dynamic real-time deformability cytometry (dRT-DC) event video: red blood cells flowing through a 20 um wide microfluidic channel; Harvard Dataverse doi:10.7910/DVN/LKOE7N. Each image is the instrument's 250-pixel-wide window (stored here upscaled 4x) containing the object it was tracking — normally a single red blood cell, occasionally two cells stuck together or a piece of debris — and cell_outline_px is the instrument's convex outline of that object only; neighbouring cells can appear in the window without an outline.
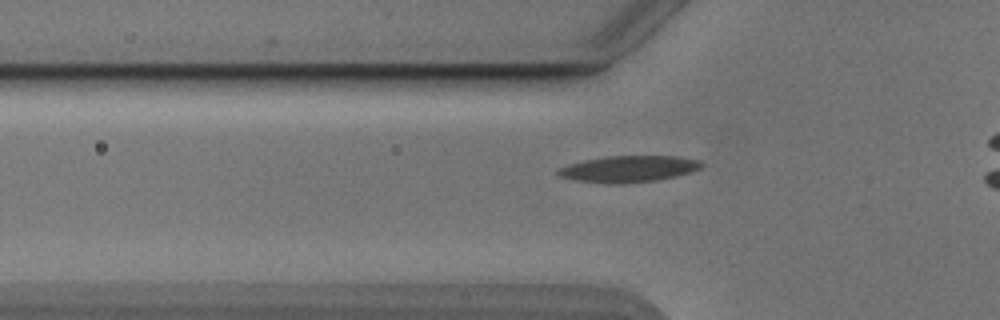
{"species": "Egyptian fruit bat (a non-hibernating species)", "species_latin": "Rousettus aegyptiacus", "temperature_condition": "cold", "stored_images_in_passage": 29, "camera_frame_rate_fps": 3000, "um_per_image_px": 0.085, "animal": {"sex": "male"}, "frame": {"image": 1, "passage_image": 4, "time_ms": 1.0, "image_size_px": [1000, 320], "cell_outline_px": [[704, 164], [700, 168], [692, 172], [676, 176], [656, 180], [624, 184], [612, 184], [576, 180], [560, 176], [556, 172], [556, 168], [568, 164], [584, 160], [604, 156], [676, 156], [700, 160]], "centroid_in_image_um": [53.43, 14.35], "position_along_channel_um": 72.4, "area_um2": 22.25}}
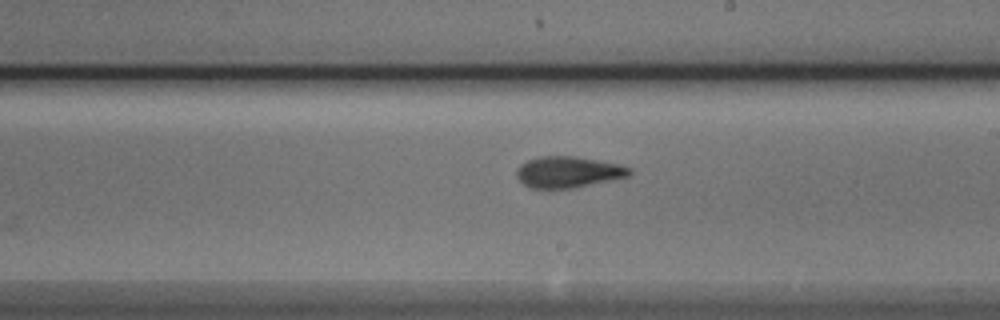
{"frame": {"image": 2, "passage_image": 17, "time_ms": 5.333, "image_size_px": [1000, 320], "cell_outline_px": [[632, 172], [628, 176], [576, 188], [532, 188], [524, 184], [516, 176], [516, 168], [520, 164], [528, 160], [540, 156], [576, 156], [620, 164], [632, 168]], "centroid_in_image_um": [48.3, 14.62], "position_along_channel_um": 240.7, "area_um2": 20.63}}
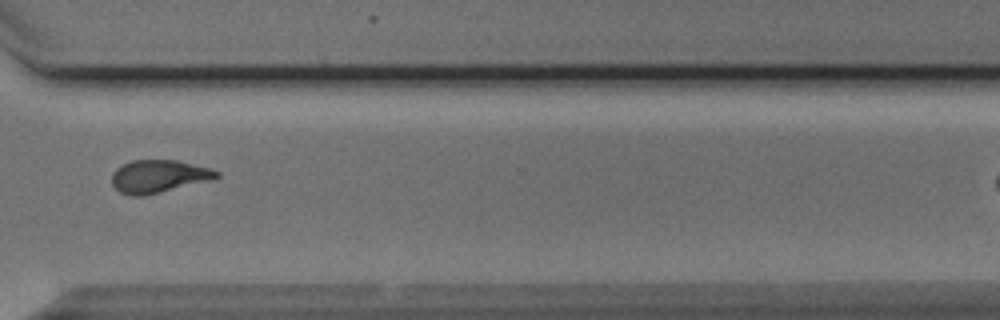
{"frame": {"image": 3, "passage_image": 26, "time_ms": 8.333, "image_size_px": [1000, 320], "cell_outline_px": [[220, 176], [212, 180], [144, 196], [128, 196], [120, 192], [112, 184], [112, 172], [120, 164], [132, 160], [176, 160], [208, 168], [220, 172]], "centroid_in_image_um": [13.45, 14.99], "position_along_channel_um": 357.1, "area_um2": 20.11}, "authors_computed_cell_mechanics": {"area_um2": 20.5768, "velocity_mm_per_s": 3.8742, "shape_relaxation_time_tau1_ms": 3.4712, "shape_relaxation_time_tau2_ms": 2.4747, "deformation_change_tau1": 0.1699, "deformation_change_tau2": 0.1094}}